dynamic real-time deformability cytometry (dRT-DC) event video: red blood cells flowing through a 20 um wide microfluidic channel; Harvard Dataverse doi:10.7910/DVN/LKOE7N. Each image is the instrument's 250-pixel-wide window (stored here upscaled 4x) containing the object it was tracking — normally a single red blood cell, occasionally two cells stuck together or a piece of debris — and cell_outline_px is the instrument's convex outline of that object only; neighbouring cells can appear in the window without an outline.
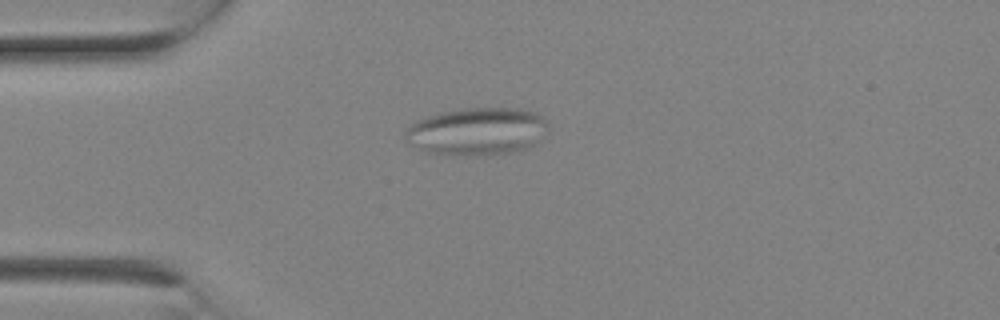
{"species": "Egyptian fruit bat (a non-hibernating species)", "species_latin": "Rousettus aegyptiacus", "temperature_condition": "room temperature", "stored_images_in_passage": 1, "camera_frame_rate_fps": 3000, "um_per_image_px": 0.085, "animal": {"sex": "female"}, "frame": {"image": 1, "passage_image": 1, "time_ms": 0.0, "image_size_px": [1000, 320], "cell_outline_px": [[548, 132], [536, 144], [520, 152], [476, 156], [444, 156], [428, 152], [408, 144], [408, 128], [416, 120], [444, 112], [464, 108], [520, 108], [536, 112], [544, 116], [548, 124]], "centroid_in_image_um": [40.65, 11.2], "position_along_channel_um": 44.4, "area_um2": 40.29}}